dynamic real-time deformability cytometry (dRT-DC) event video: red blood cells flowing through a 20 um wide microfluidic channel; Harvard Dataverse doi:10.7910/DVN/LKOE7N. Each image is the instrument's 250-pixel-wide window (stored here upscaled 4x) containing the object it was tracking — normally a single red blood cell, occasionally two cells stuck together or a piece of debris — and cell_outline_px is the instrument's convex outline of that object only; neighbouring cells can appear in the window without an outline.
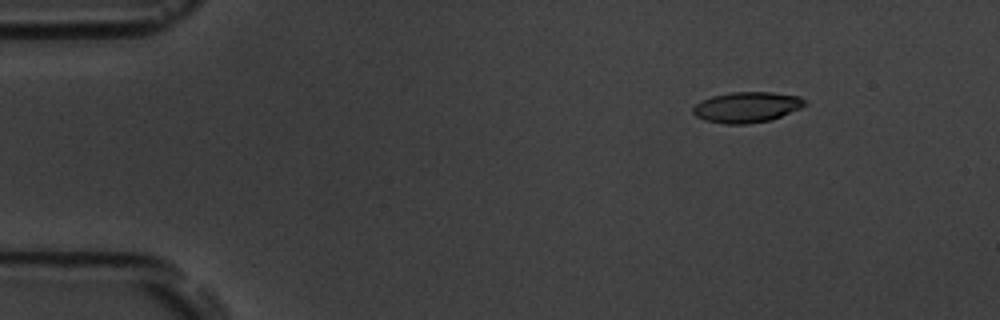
{"species": "common noctule bat (a hibernating species)", "species_latin": "Nyctalus noctula", "temperature_condition": "room temperature", "stored_images_in_passage": 56, "camera_frame_rate_fps": 3000, "um_per_image_px": 0.085, "animal": {"sex": "male", "body_mass_g": 19.5, "forearm_length_mm": 54.6}, "frame": {"image": 1, "passage_image": 8, "time_ms": 2.333, "image_size_px": [1000, 320], "cell_outline_px": [[808, 104], [800, 108], [772, 120], [744, 124], [724, 124], [704, 120], [696, 116], [692, 112], [692, 108], [696, 104], [712, 96], [732, 92], [772, 92], [800, 96]], "centroid_in_image_um": [63.49, 9.11], "position_along_channel_um": 21.5, "area_um2": 19.94}}
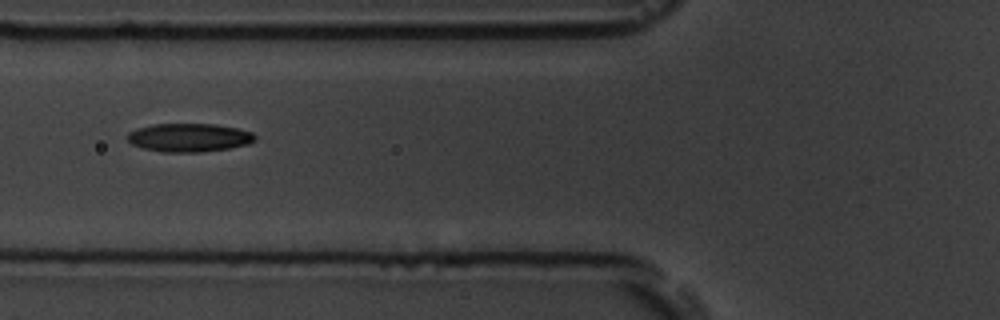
{"frame": {"image": 2, "passage_image": 22, "time_ms": 7.0, "image_size_px": [1000, 320], "cell_outline_px": [[256, 140], [248, 144], [228, 148], [200, 152], [164, 152], [144, 148], [132, 144], [128, 140], [128, 132], [136, 128], [152, 124], [212, 124], [236, 128], [252, 132], [256, 136]], "centroid_in_image_um": [16.07, 11.69], "position_along_channel_um": 109.7, "area_um2": 21.04}}
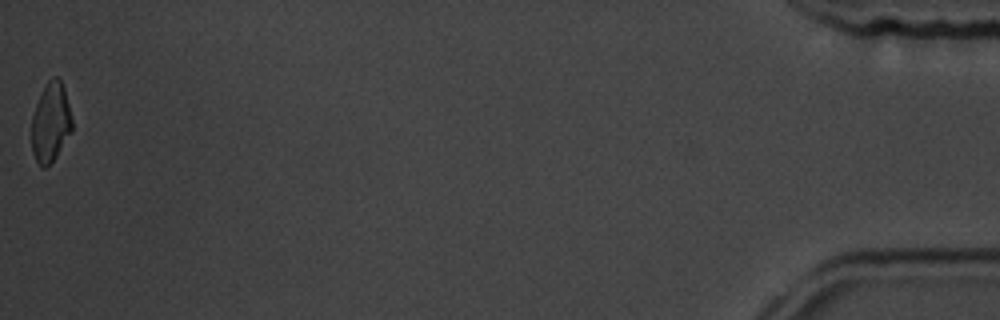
{"frame": {"image": 3, "passage_image": 56, "time_ms": 18.333, "image_size_px": [1000, 320], "cell_outline_px": [[72, 132], [56, 156], [44, 168], [40, 168], [32, 152], [32, 116], [36, 104], [48, 80], [52, 76], [56, 76], [60, 80], [64, 88], [72, 120]], "centroid_in_image_um": [4.31, 10.42], "position_along_channel_um": 430.9, "area_um2": 18.5}, "authors_computed_cell_mechanics": {"area_um2": 19.9121, "velocity_mm_per_s": 3.7088, "shape_relaxation_time_tau1_ms": 4.066, "shape_relaxation_time_tau2_ms": 5.7182, "deformation_change_tau1": 0.1174, "deformation_change_tau2": 0.1081}}